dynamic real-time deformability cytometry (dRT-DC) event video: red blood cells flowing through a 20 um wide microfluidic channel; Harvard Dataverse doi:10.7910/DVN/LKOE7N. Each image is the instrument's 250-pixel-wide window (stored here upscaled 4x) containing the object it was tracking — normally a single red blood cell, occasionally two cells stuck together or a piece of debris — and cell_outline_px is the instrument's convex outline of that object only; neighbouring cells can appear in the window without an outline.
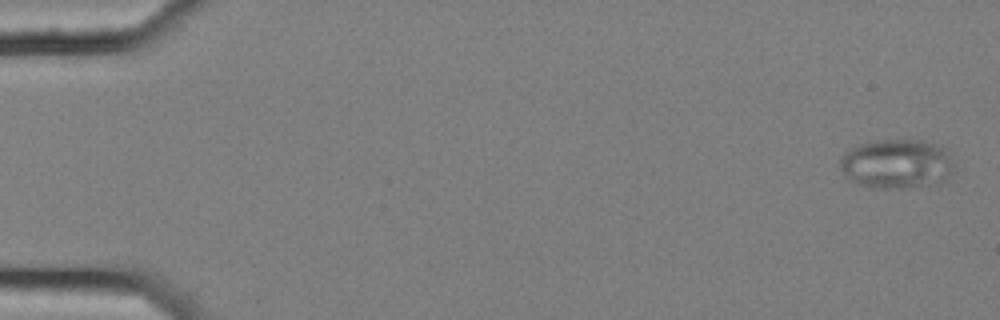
{"species": "common noctule bat (a hibernating species)", "species_latin": "Nyctalus noctula", "temperature_condition": "cold", "stored_images_in_passage": 5, "segment_of_instrument_passage": [1, 2], "camera_frame_rate_fps": 3000, "um_per_image_px": 0.085, "animal": {"sex": "female", "body_mass_g": 25.1}, "frame": {"image": 1, "passage_image": 1, "time_ms": 0.0, "image_size_px": [1000, 320], "cell_outline_px": [[952, 168], [944, 180], [936, 184], [900, 188], [872, 188], [856, 184], [840, 168], [840, 160], [844, 152], [848, 148], [872, 140], [920, 140], [944, 148], [952, 156]], "centroid_in_image_um": [76.18, 13.92], "position_along_channel_um": 8.8, "area_um2": 32.71}}